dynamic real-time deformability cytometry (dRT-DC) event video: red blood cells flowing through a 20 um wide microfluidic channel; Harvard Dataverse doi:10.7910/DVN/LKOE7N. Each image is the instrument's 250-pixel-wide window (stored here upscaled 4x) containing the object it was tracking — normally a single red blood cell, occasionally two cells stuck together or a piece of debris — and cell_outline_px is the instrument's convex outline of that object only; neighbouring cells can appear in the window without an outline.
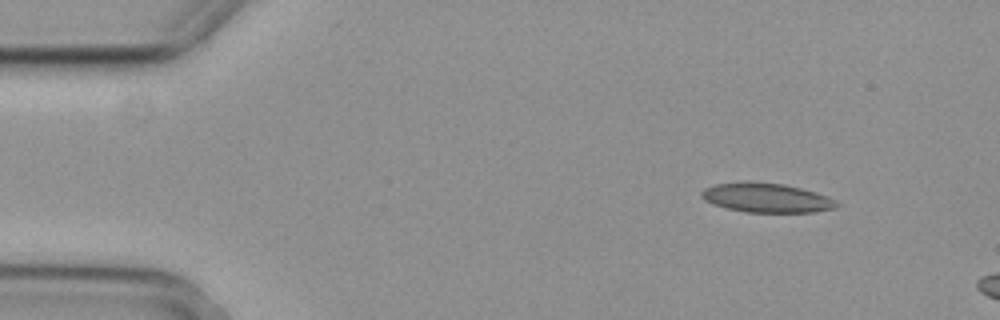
{"species": "common noctule bat (a hibernating species)", "species_latin": "Nyctalus noctula", "temperature_condition": "cold", "stored_images_in_passage": 5, "camera_frame_rate_fps": 3000, "um_per_image_px": 0.085, "animal": {"sex": "female", "body_mass_g": 29.2, "forearm_length_mm": 56.3}, "frame": {"image": 1, "passage_image": 5, "time_ms": 1.333, "image_size_px": [1000, 320], "cell_outline_px": [[840, 204], [836, 208], [816, 212], [744, 212], [712, 204], [704, 200], [700, 196], [700, 192], [704, 188], [716, 184], [784, 184], [816, 192], [828, 196], [836, 200]], "centroid_in_image_um": [65.21, 16.85], "position_along_channel_um": 19.8, "area_um2": 22.48}}